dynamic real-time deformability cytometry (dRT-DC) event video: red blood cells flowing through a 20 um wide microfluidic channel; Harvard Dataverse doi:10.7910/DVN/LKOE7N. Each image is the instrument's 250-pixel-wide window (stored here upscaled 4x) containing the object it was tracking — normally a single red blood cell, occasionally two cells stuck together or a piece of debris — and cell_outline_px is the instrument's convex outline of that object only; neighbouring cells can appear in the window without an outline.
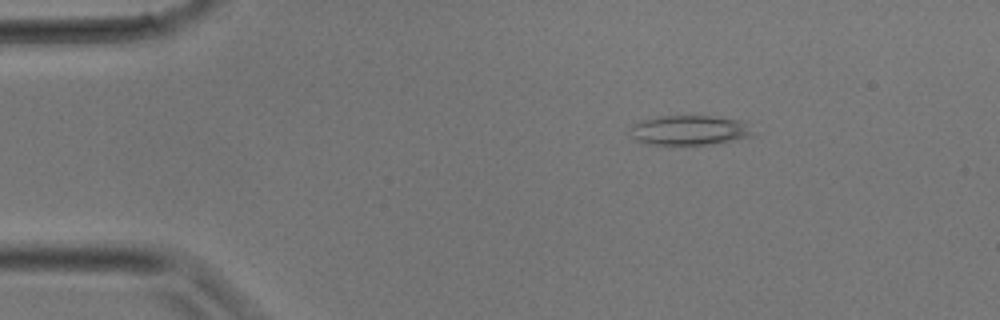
{"species": "common noctule bat (a hibernating species)", "species_latin": "Nyctalus noctula", "temperature_condition": "room temperature", "stored_images_in_passage": 8, "camera_frame_rate_fps": 3000, "um_per_image_px": 0.085, "animal": {"sex": "male", "body_mass_g": 17.9}, "frame": {"image": 1, "passage_image": 2, "time_ms": 0.333, "image_size_px": [1000, 320], "cell_outline_px": [[756, 132], [752, 136], [720, 144], [644, 144], [636, 140], [628, 132], [628, 128], [636, 120], [660, 116], [712, 116], [744, 120]], "centroid_in_image_um": [58.61, 11.06], "position_along_channel_um": 26.4, "area_um2": 21.96}}